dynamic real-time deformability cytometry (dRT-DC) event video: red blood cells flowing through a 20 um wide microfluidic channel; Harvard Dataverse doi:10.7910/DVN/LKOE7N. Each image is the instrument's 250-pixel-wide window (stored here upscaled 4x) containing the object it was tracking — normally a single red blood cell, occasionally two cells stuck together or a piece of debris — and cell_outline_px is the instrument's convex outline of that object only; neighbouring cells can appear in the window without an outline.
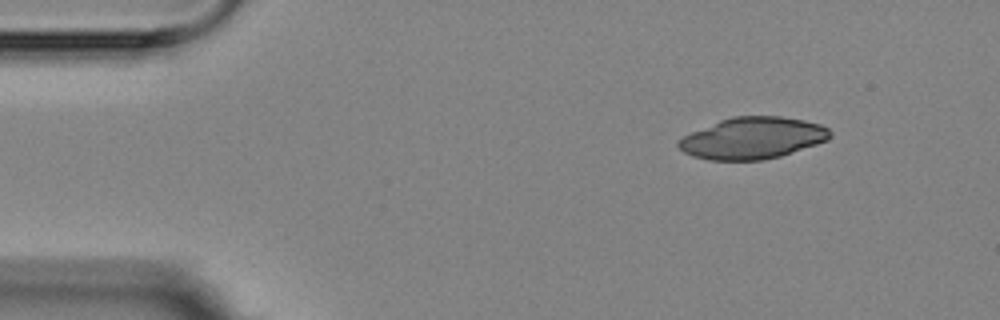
{"species": "Egyptian fruit bat (a non-hibernating species)", "species_latin": "Rousettus aegyptiacus", "temperature_condition": "room temperature", "stored_images_in_passage": 3, "camera_frame_rate_fps": 3000, "um_per_image_px": 0.085, "animal": {"sex": "female"}, "frame": {"image": 1, "passage_image": 1, "time_ms": 0.0, "image_size_px": [1000, 320], "cell_outline_px": [[832, 136], [828, 140], [780, 156], [760, 160], [708, 160], [692, 156], [684, 152], [676, 144], [684, 136], [692, 132], [720, 120], [732, 116], [780, 116], [804, 120], [820, 124], [828, 128], [832, 132]], "centroid_in_image_um": [63.99, 11.73], "position_along_channel_um": 21.0, "area_um2": 36.59}}